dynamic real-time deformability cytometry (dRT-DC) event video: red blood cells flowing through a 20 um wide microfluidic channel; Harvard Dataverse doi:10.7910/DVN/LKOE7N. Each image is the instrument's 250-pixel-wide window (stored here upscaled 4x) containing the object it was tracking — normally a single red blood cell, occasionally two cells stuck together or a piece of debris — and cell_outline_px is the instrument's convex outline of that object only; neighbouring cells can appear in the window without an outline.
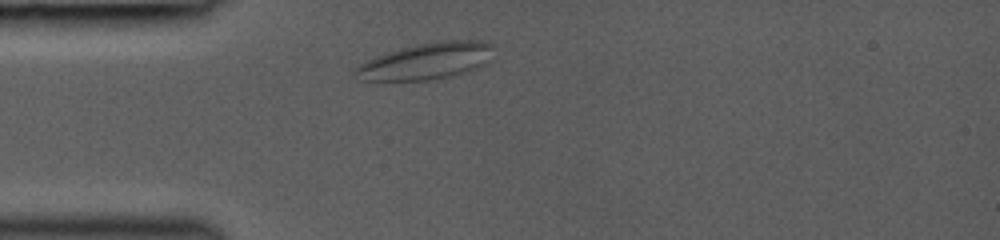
{"species": "common noctule bat (a hibernating species)", "species_latin": "Nyctalus noctula", "temperature_condition": "room temperature", "stored_images_in_passage": 19, "camera_frame_rate_fps": 3000, "um_per_image_px": 0.085, "animal": {"sex": "female", "body_mass_g": 19.0, "forearm_length_mm": 53.3}, "frame": {"image": 1, "passage_image": 1, "time_ms": 0.0, "image_size_px": [1000, 240], "cell_outline_px": [[492, 44], [488, 60], [484, 64], [464, 72], [428, 80], [356, 80], [352, 72], [352, 68], [384, 52], [436, 40], [480, 40]], "centroid_in_image_um": [36.13, 5.18], "position_along_channel_um": 48.9, "area_um2": 29.19}}
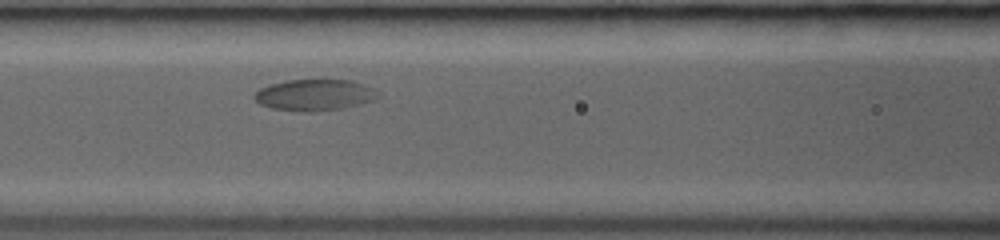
{"frame": {"image": 2, "passage_image": 12, "time_ms": 2.667, "image_size_px": [1000, 240], "cell_outline_px": [[380, 96], [376, 100], [344, 108], [308, 112], [296, 112], [272, 108], [260, 104], [252, 96], [260, 88], [272, 84], [288, 80], [352, 80], [364, 84], [372, 88]], "centroid_in_image_um": [26.75, 8.08], "position_along_channel_um": 139.9, "area_um2": 22.6}}
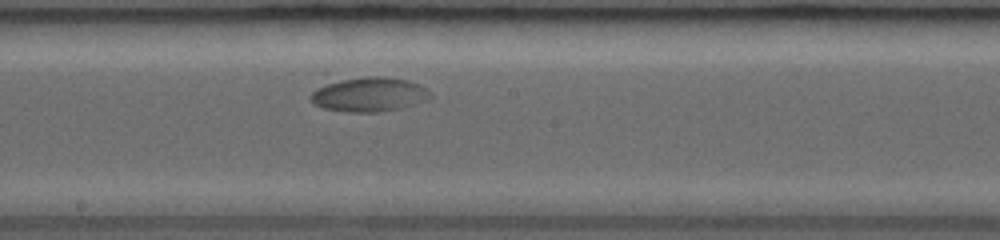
{"frame": {"image": 3, "passage_image": 19, "time_ms": 4.667, "image_size_px": [1000, 240], "cell_outline_px": [[432, 96], [428, 100], [404, 108], [380, 112], [348, 112], [324, 108], [316, 104], [308, 96], [316, 88], [340, 80], [368, 76], [384, 76], [408, 80], [420, 84], [432, 92]], "centroid_in_image_um": [31.46, 8.03], "position_along_channel_um": 216.7, "area_um2": 24.1}}